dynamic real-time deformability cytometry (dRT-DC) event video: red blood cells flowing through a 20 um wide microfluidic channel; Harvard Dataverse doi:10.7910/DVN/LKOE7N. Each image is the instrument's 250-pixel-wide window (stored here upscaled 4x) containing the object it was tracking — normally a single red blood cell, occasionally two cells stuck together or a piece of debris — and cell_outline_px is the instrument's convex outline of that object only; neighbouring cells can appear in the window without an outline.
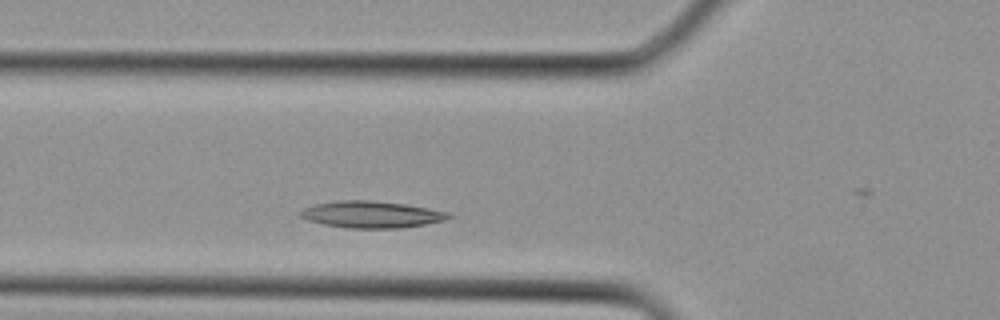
{"species": "Egyptian fruit bat (a non-hibernating species)", "species_latin": "Rousettus aegyptiacus", "temperature_condition": "cold", "stored_images_in_passage": 2, "camera_frame_rate_fps": 3000, "um_per_image_px": 0.085, "animal": {"sex": "female"}, "frame": {"image": 1, "passage_image": 2, "time_ms": 0.333, "image_size_px": [1000, 320], "cell_outline_px": [[452, 216], [444, 220], [424, 224], [400, 228], [348, 228], [324, 224], [308, 220], [300, 216], [300, 212], [304, 208], [316, 204], [340, 200], [368, 200], [404, 204], [428, 208], [448, 212]], "centroid_in_image_um": [31.57, 18.23], "position_along_channel_um": 94.2, "area_um2": 22.77}}